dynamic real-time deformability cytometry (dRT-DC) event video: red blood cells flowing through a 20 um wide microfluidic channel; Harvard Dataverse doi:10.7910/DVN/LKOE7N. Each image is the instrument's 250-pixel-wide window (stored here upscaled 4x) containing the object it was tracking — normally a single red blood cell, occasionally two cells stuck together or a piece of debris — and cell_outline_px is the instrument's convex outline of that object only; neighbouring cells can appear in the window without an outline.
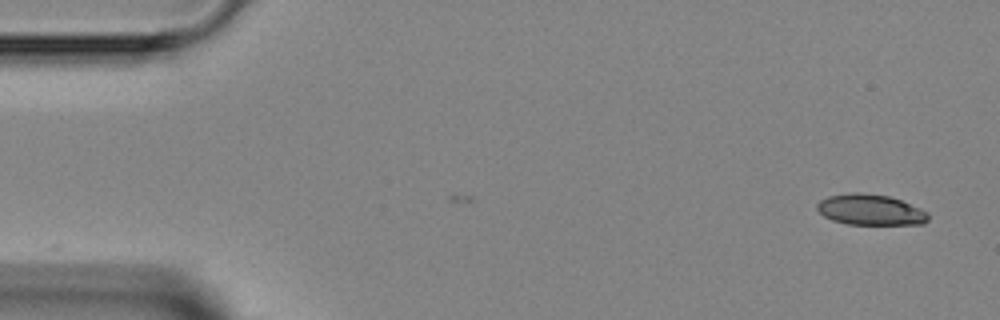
{"species": "Egyptian fruit bat (a non-hibernating species)", "species_latin": "Rousettus aegyptiacus", "temperature_condition": "room temperature", "stored_images_in_passage": 4, "camera_frame_rate_fps": 3000, "um_per_image_px": 0.085, "animal": {"sex": "female"}, "frame": {"image": 1, "passage_image": 4, "time_ms": 3.667, "image_size_px": [1000, 320], "cell_outline_px": [[928, 220], [924, 224], [848, 224], [832, 220], [824, 216], [816, 208], [816, 204], [820, 200], [828, 196], [852, 192], [856, 192], [888, 196], [900, 200], [920, 208], [928, 212]], "centroid_in_image_um": [73.97, 17.83], "position_along_channel_um": 11.0, "area_um2": 19.83}}